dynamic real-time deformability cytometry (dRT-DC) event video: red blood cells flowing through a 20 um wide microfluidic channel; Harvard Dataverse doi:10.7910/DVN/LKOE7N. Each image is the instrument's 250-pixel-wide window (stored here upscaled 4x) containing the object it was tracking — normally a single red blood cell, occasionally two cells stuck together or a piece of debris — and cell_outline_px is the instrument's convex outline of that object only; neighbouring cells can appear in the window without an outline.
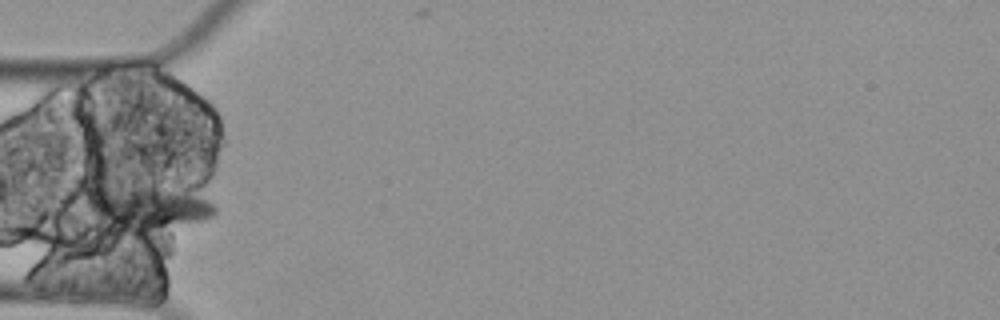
{"species": "Egyptian fruit bat (a non-hibernating species)", "species_latin": "Rousettus aegyptiacus", "temperature_condition": "cold", "stored_images_in_passage": 4, "segment_of_instrument_passage": [2, 2], "camera_frame_rate_fps": 3000, "um_per_image_px": 0.085, "animal": {"sex": "female"}, "frame": {"image": 1, "passage_image": 4, "time_ms": 1.0, "image_size_px": [1000, 320], "cell_outline_px": [[216, 212], [212, 216], [204, 220], [144, 240], [92, 228], [80, 204], [80, 200], [92, 184], [100, 184], [136, 188], [168, 192], [192, 196], [208, 200], [216, 208]], "centroid_in_image_um": [12.05, 17.9], "position_along_channel_um": 72.9, "area_um2": 37.22}}